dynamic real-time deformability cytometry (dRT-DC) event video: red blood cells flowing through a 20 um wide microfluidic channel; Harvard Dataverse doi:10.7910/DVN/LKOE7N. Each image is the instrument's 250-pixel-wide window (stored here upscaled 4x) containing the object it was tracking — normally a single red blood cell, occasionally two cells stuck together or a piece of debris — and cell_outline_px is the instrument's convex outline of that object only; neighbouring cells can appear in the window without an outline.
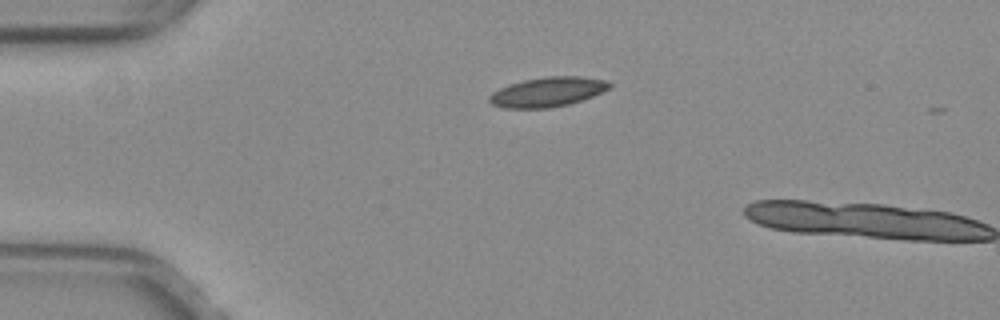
{"species": "common noctule bat (a hibernating species)", "species_latin": "Nyctalus noctula", "temperature_condition": "warm", "stored_images_in_passage": 2, "camera_frame_rate_fps": 3000, "um_per_image_px": 0.085, "animal": {"sex": "female", "body_mass_g": 29.2, "forearm_length_mm": 56.3}, "frame": {"image": 1, "passage_image": 1, "time_ms": 0.0, "image_size_px": [1000, 320], "cell_outline_px": [[612, 84], [608, 88], [592, 96], [568, 104], [548, 108], [504, 108], [492, 104], [488, 100], [488, 96], [492, 92], [508, 84], [524, 80], [544, 76], [580, 76], [604, 80]], "centroid_in_image_um": [46.48, 7.81], "position_along_channel_um": 38.5, "area_um2": 20.58}}